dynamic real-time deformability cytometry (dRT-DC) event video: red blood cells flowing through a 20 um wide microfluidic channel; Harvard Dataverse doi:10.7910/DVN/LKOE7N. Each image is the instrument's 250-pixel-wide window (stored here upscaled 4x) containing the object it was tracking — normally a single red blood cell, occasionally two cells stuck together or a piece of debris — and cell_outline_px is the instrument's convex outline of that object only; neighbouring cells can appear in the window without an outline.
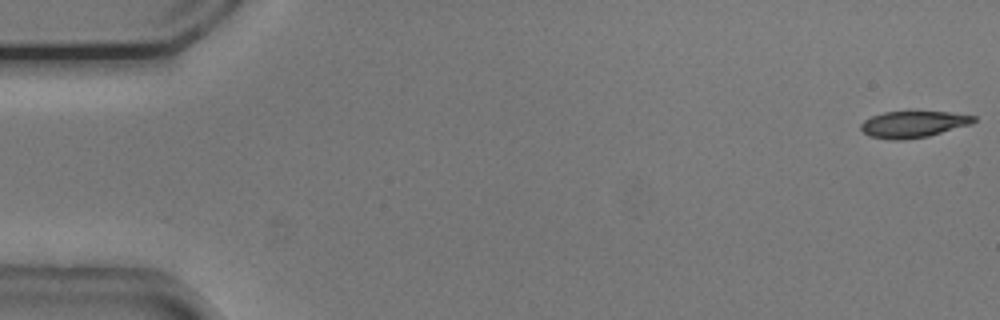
{"species": "common noctule bat (a hibernating species)", "species_latin": "Nyctalus noctula", "temperature_condition": "cold", "stored_images_in_passage": 14, "camera_frame_rate_fps": 3000, "um_per_image_px": 0.085, "animal": {"sex": "male", "body_mass_g": 20.5, "forearm_length_mm": 52.5}, "frame": {"image": 1, "passage_image": 1, "time_ms": 0.0, "image_size_px": [1000, 320], "cell_outline_px": [[976, 120], [972, 124], [928, 136], [904, 140], [892, 140], [868, 136], [860, 128], [860, 124], [864, 120], [872, 116], [884, 112], [948, 112], [976, 116]], "centroid_in_image_um": [77.62, 10.57], "position_along_channel_um": 7.4, "area_um2": 17.4}}
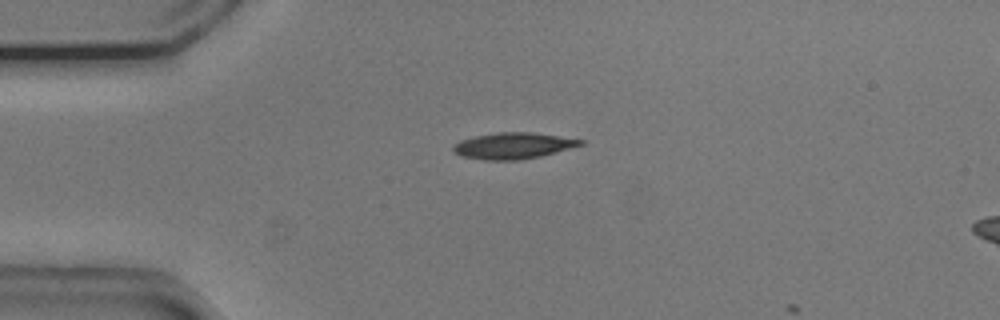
{"frame": {"image": 2, "passage_image": 13, "time_ms": 4.0, "image_size_px": [1000, 320], "cell_outline_px": [[584, 144], [540, 156], [520, 160], [484, 160], [460, 156], [452, 148], [460, 140], [476, 136], [496, 132], [532, 132], [584, 140]], "centroid_in_image_um": [43.6, 12.39], "position_along_channel_um": 41.4, "area_um2": 19.25}}